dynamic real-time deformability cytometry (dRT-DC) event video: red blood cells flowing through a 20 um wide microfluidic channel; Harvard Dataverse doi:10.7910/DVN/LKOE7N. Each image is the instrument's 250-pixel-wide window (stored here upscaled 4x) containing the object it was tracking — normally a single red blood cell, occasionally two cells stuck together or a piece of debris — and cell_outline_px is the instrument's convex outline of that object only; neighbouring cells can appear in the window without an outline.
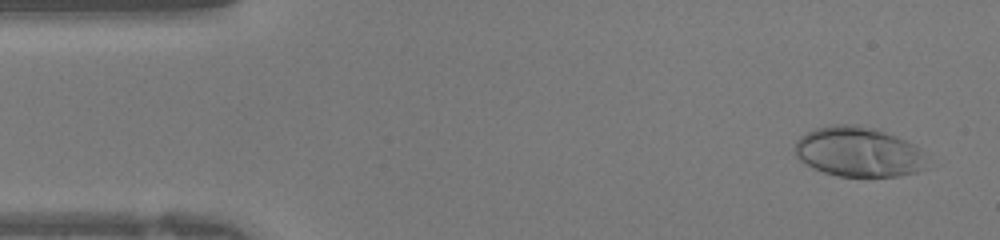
{"species": "human", "species_latin": "Homo sapiens", "temperature_condition": "warm", "stored_images_in_passage": 42, "camera_frame_rate_fps": 3000, "um_per_image_px": 0.085, "donor": {"sex": "female"}, "frame": {"image": 1, "passage_image": 3, "time_ms": 0.667, "image_size_px": [1000, 240], "cell_outline_px": [[928, 168], [916, 172], [900, 176], [836, 176], [812, 168], [800, 160], [796, 156], [792, 148], [796, 140], [800, 136], [816, 128], [836, 124], [856, 124], [880, 128], [920, 148]], "centroid_in_image_um": [72.95, 12.9], "position_along_channel_um": 12.1, "area_um2": 38.84}}
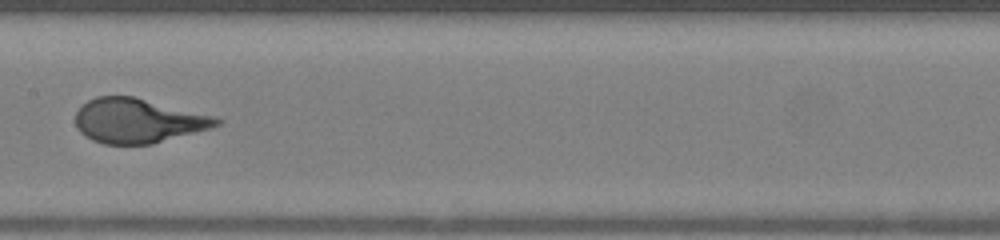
{"frame": {"image": 2, "passage_image": 21, "time_ms": 6.667, "image_size_px": [1000, 240], "cell_outline_px": [[224, 120], [220, 124], [212, 128], [152, 144], [104, 144], [92, 140], [80, 132], [76, 124], [76, 112], [88, 100], [96, 96], [132, 96], [216, 116]], "centroid_in_image_um": [11.76, 10.26], "position_along_channel_um": 195.6, "area_um2": 36.53}}
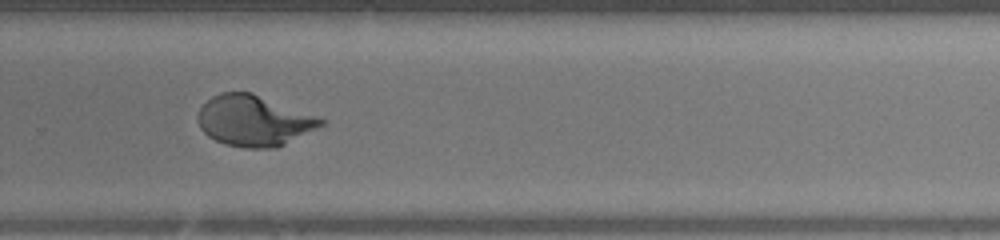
{"frame": {"image": 3, "passage_image": 28, "time_ms": 9.0, "image_size_px": [1000, 240], "cell_outline_px": [[328, 120], [324, 124], [276, 148], [244, 148], [224, 144], [208, 136], [200, 128], [196, 120], [196, 116], [200, 108], [212, 96], [220, 92], [252, 92]], "centroid_in_image_um": [21.55, 10.25], "position_along_channel_um": 308.3, "area_um2": 36.41}}